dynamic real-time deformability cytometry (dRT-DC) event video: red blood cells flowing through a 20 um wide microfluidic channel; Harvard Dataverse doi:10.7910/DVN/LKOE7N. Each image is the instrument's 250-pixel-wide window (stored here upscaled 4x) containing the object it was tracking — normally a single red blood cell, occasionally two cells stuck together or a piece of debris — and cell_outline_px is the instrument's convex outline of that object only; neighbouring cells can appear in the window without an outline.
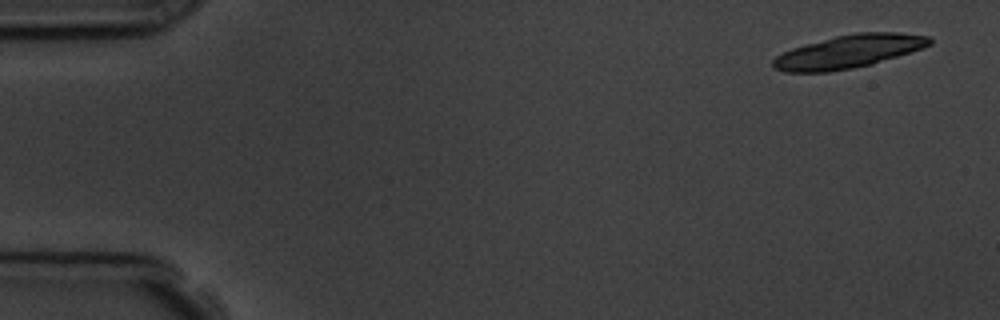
{"species": "common noctule bat (a hibernating species)", "species_latin": "Nyctalus noctula", "temperature_condition": "room temperature", "stored_images_in_passage": 6, "camera_frame_rate_fps": 3000, "um_per_image_px": 0.085, "animal": {"sex": "male", "body_mass_g": 19.5, "forearm_length_mm": 54.6}, "frame": {"image": 1, "passage_image": 1, "time_ms": 0.0, "image_size_px": [1000, 320], "cell_outline_px": [[932, 44], [872, 64], [852, 68], [828, 72], [784, 72], [772, 68], [772, 60], [776, 56], [792, 48], [804, 44], [836, 36], [856, 32], [900, 32], [928, 36], [932, 40]], "centroid_in_image_um": [72.09, 4.38], "position_along_channel_um": 12.9, "area_um2": 30.06}}